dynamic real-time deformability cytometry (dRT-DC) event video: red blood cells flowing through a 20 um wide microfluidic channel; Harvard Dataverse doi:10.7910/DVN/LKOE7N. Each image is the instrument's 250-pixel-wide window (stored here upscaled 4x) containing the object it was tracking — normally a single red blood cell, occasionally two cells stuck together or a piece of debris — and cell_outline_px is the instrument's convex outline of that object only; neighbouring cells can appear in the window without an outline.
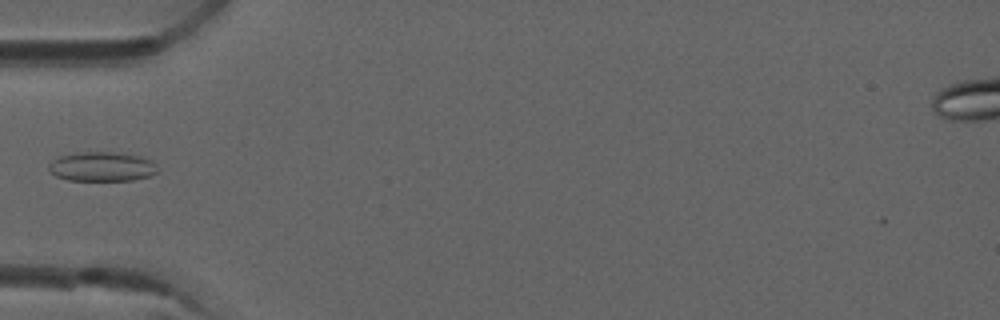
{"species": "common noctule bat (a hibernating species)", "species_latin": "Nyctalus noctula", "temperature_condition": "room temperature", "stored_images_in_passage": 5, "camera_frame_rate_fps": 3000, "um_per_image_px": 0.085, "animal": {"sex": "male", "forearm_length_mm": 52.5}, "frame": {"image": 1, "passage_image": 5, "time_ms": 1.333, "image_size_px": [1000, 320], "cell_outline_px": [[156, 172], [152, 176], [132, 180], [68, 180], [56, 176], [48, 172], [48, 164], [52, 160], [60, 156], [76, 152], [116, 152], [140, 156], [152, 160], [156, 164]], "centroid_in_image_um": [8.64, 14.16], "position_along_channel_um": 76.4, "area_um2": 18.84}}